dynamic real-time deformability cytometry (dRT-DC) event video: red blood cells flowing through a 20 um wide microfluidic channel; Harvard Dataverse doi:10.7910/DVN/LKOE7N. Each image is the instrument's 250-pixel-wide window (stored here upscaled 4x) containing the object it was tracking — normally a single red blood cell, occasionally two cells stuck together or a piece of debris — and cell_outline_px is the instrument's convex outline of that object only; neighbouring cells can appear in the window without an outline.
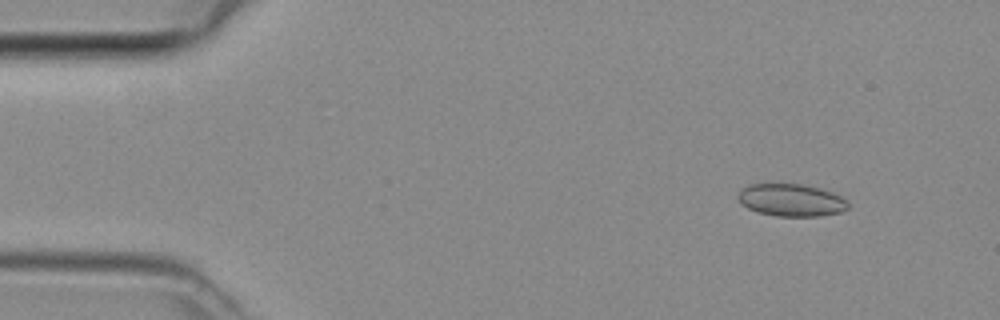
{"species": "common noctule bat (a hibernating species)", "species_latin": "Nyctalus noctula", "temperature_condition": "room temperature", "stored_images_in_passage": 3, "camera_frame_rate_fps": 3000, "um_per_image_px": 0.085, "animal": {"sex": "female", "body_mass_g": 29.2, "forearm_length_mm": 56.3}, "frame": {"image": 1, "passage_image": 1, "time_ms": 0.0, "image_size_px": [1000, 320], "cell_outline_px": [[848, 208], [840, 212], [820, 216], [776, 216], [756, 212], [740, 204], [736, 196], [740, 188], [748, 184], [800, 184], [820, 188], [832, 192], [840, 196], [848, 204]], "centroid_in_image_um": [67.18, 17.01], "position_along_channel_um": 17.8, "area_um2": 20.92}}